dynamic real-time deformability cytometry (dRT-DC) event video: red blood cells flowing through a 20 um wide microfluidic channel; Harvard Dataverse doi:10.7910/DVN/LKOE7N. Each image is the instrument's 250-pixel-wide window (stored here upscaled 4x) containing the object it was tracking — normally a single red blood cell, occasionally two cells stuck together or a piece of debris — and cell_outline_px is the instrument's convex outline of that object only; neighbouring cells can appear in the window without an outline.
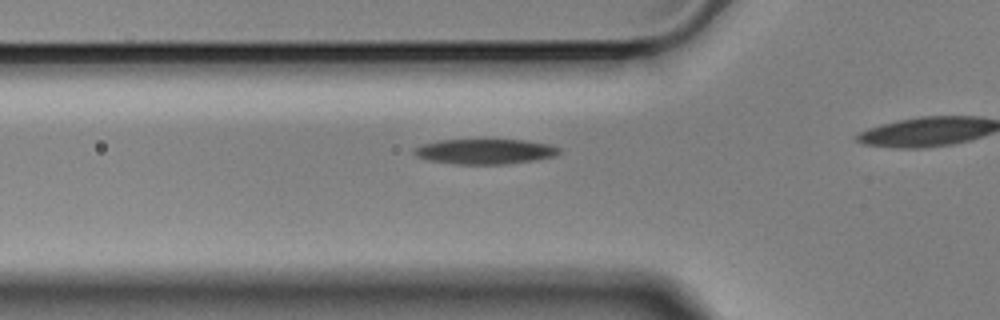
{"species": "Egyptian fruit bat (a non-hibernating species)", "species_latin": "Rousettus aegyptiacus", "temperature_condition": "cold", "stored_images_in_passage": 40, "camera_frame_rate_fps": 3000, "um_per_image_px": 0.085, "animal": {"sex": "male"}, "frame": {"image": 1, "passage_image": 14, "time_ms": 4.333, "image_size_px": [1000, 320], "cell_outline_px": [[560, 152], [556, 156], [532, 160], [504, 164], [452, 164], [428, 160], [416, 156], [412, 152], [412, 148], [420, 144], [440, 140], [524, 140], [548, 144], [560, 148]], "centroid_in_image_um": [41.16, 12.87], "position_along_channel_um": 84.6, "area_um2": 21.27}}
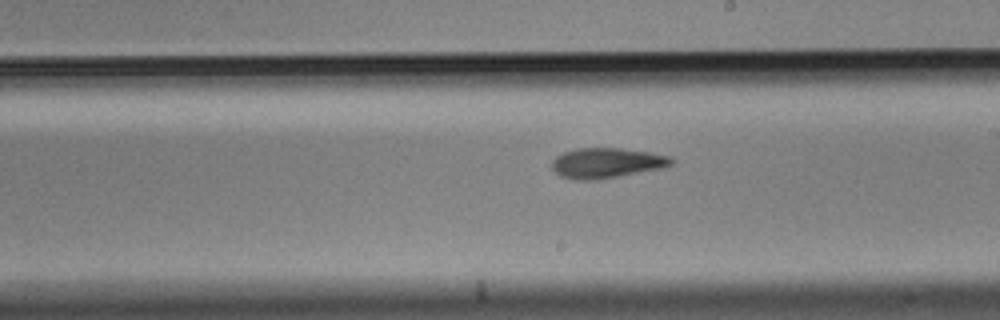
{"frame": {"image": 2, "passage_image": 27, "time_ms": 8.667, "image_size_px": [1000, 320], "cell_outline_px": [[676, 160], [672, 164], [664, 168], [596, 180], [572, 180], [560, 176], [552, 168], [552, 160], [556, 156], [564, 152], [576, 148], [620, 148], [648, 152], [672, 156]], "centroid_in_image_um": [51.58, 13.85], "position_along_channel_um": 237.4, "area_um2": 21.21}}
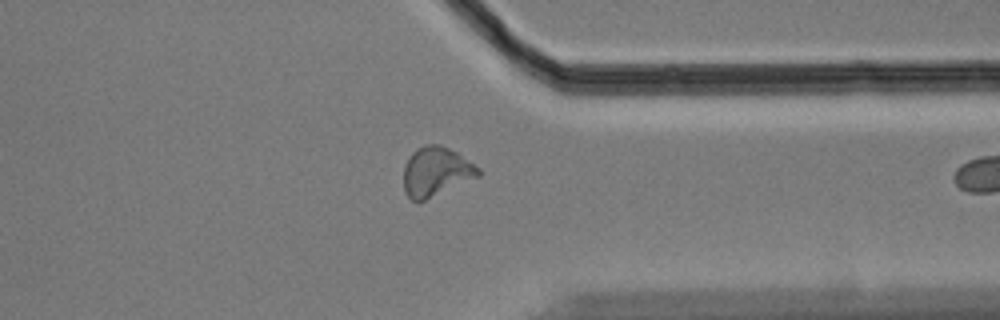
{"frame": {"image": 3, "passage_image": 39, "time_ms": 12.667, "image_size_px": [1000, 320], "cell_outline_px": [[480, 176], [424, 200], [412, 200], [404, 192], [404, 164], [412, 152], [416, 148], [424, 144], [440, 144], [456, 152], [480, 168]], "centroid_in_image_um": [37.04, 14.57], "position_along_channel_um": 374.4, "area_um2": 21.33}}